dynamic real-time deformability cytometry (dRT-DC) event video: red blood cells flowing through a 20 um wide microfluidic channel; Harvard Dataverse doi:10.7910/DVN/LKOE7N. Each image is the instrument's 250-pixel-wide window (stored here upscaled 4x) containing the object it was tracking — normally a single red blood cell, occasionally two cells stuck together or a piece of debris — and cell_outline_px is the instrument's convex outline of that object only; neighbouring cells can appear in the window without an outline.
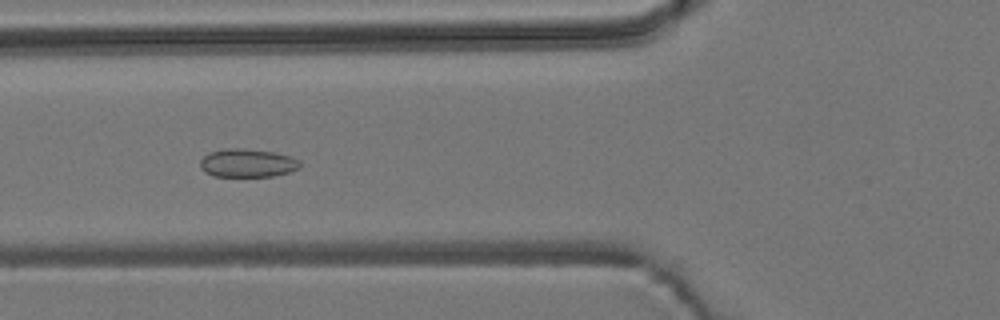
{"species": "common noctule bat (a hibernating species)", "species_latin": "Nyctalus noctula", "temperature_condition": "room temperature", "stored_images_in_passage": 54, "camera_frame_rate_fps": 3000, "um_per_image_px": 0.085, "animal": {"sex": "male", "body_mass_g": 19.2, "forearm_length_mm": 51.8}, "frame": {"image": 1, "passage_image": 20, "time_ms": 6.333, "image_size_px": [1000, 320], "cell_outline_px": [[300, 168], [288, 172], [272, 176], [212, 176], [204, 172], [200, 168], [200, 160], [208, 152], [228, 148], [244, 148], [272, 152], [292, 156], [300, 160]], "centroid_in_image_um": [21.01, 13.85], "position_along_channel_um": 104.8, "area_um2": 16.59}}
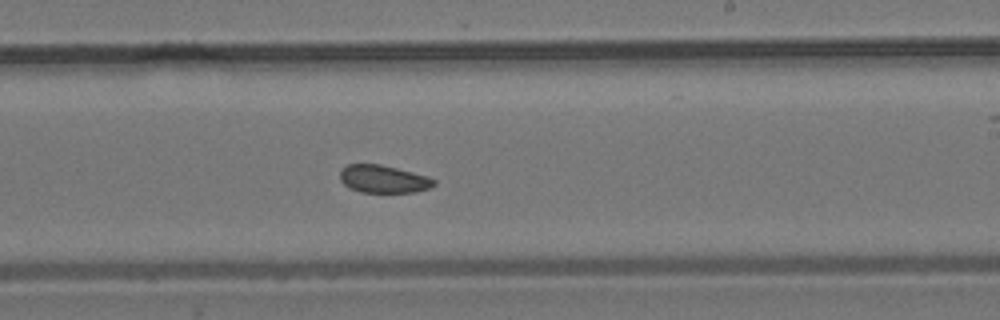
{"frame": {"image": 2, "passage_image": 32, "time_ms": 10.333, "image_size_px": [1000, 320], "cell_outline_px": [[436, 184], [428, 188], [416, 192], [360, 192], [348, 188], [340, 180], [340, 172], [348, 164], [380, 164], [428, 176], [436, 180]], "centroid_in_image_um": [32.59, 15.22], "position_along_channel_um": 256.4, "area_um2": 15.14}}
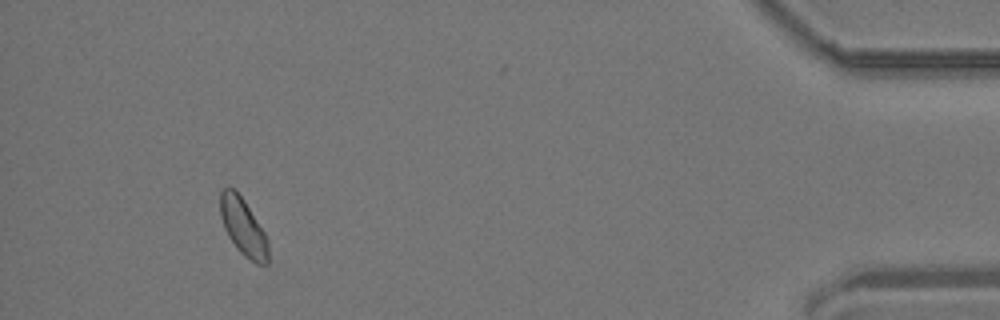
{"frame": {"image": 3, "passage_image": 50, "time_ms": 16.333, "image_size_px": [1000, 320], "cell_outline_px": [[268, 264], [256, 264], [244, 256], [236, 248], [228, 236], [224, 228], [220, 216], [220, 192], [224, 188], [236, 188], [244, 200], [264, 232], [268, 240]], "centroid_in_image_um": [20.66, 19.29], "position_along_channel_um": 414.5, "area_um2": 16.07}, "authors_computed_cell_mechanics": {"area_um2": 16.2996, "velocity_mm_per_s": 3.7964, "shape_relaxation_time_tau1_ms": null, "shape_relaxation_time_tau2_ms": 1.6854, "deformation_change_tau1": null, "deformation_change_tau2": 0.0547}}